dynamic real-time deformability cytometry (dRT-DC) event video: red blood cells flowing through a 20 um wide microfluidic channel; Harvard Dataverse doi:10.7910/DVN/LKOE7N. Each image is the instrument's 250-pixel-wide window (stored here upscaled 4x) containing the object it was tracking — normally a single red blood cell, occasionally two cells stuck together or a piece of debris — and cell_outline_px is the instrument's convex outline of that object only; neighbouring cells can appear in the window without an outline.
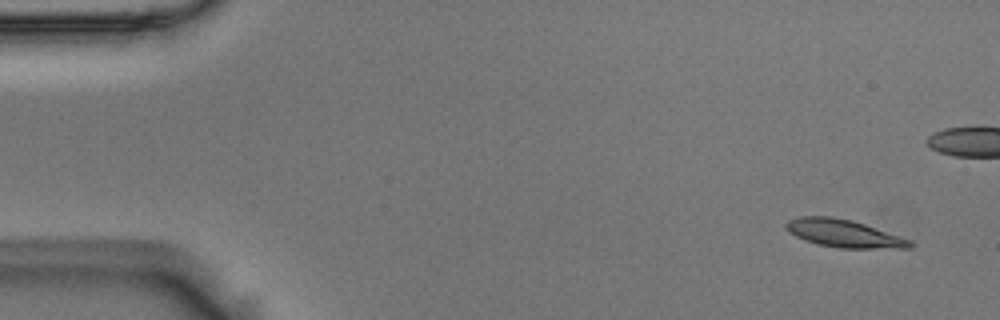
{"species": "Egyptian fruit bat (a non-hibernating species)", "species_latin": "Rousettus aegyptiacus", "temperature_condition": "room temperature", "stored_images_in_passage": 6, "segment_of_instrument_passage": [1, 2], "camera_frame_rate_fps": 3000, "um_per_image_px": 0.085, "animal": {"sex": "male"}, "frame": {"image": 1, "passage_image": 1, "time_ms": 0.0, "image_size_px": [1000, 320], "cell_outline_px": [[916, 244], [912, 248], [840, 248], [816, 244], [804, 240], [788, 232], [784, 228], [784, 224], [788, 220], [800, 216], [832, 216], [852, 220], [912, 240]], "centroid_in_image_um": [71.72, 19.84], "position_along_channel_um": 13.3, "area_um2": 20.23}}
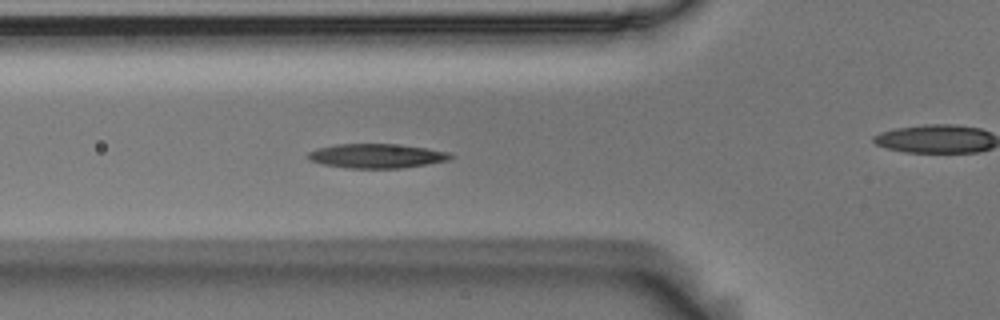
{"frame": {"image": 2, "passage_image": 5, "time_ms": 1.333, "image_size_px": [1000, 320], "cell_outline_px": [[456, 156], [448, 160], [428, 164], [400, 168], [348, 168], [320, 164], [308, 160], [304, 156], [308, 152], [316, 148], [336, 144], [392, 144], [428, 148], [448, 152]], "centroid_in_image_um": [31.96, 13.25], "position_along_channel_um": 93.8, "area_um2": 20.4}}